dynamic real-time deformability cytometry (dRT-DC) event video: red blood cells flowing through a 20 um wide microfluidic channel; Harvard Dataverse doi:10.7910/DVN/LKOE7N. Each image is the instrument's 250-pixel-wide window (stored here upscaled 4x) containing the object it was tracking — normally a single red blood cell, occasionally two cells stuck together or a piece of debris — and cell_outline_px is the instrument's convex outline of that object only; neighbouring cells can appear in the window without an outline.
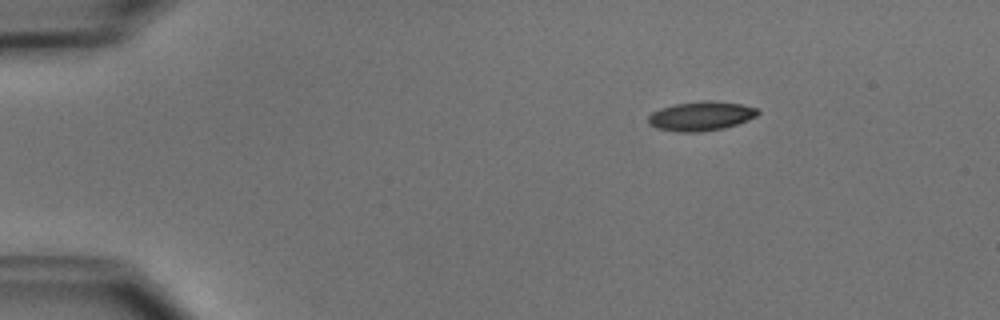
{"species": "common noctule bat (a hibernating species)", "species_latin": "Nyctalus noctula", "temperature_condition": "cold", "stored_images_in_passage": 3, "camera_frame_rate_fps": 3000, "um_per_image_px": 0.085, "animal": {"sex": "male", "body_mass_g": 15.6}, "frame": {"image": 1, "passage_image": 1, "time_ms": 0.0, "image_size_px": [1000, 320], "cell_outline_px": [[760, 112], [756, 116], [748, 120], [724, 128], [700, 132], [676, 132], [656, 128], [648, 124], [648, 116], [652, 112], [660, 108], [676, 104], [704, 100], [708, 100], [740, 104], [756, 108]], "centroid_in_image_um": [59.55, 9.87], "position_along_channel_um": 25.5, "area_um2": 18.67}}